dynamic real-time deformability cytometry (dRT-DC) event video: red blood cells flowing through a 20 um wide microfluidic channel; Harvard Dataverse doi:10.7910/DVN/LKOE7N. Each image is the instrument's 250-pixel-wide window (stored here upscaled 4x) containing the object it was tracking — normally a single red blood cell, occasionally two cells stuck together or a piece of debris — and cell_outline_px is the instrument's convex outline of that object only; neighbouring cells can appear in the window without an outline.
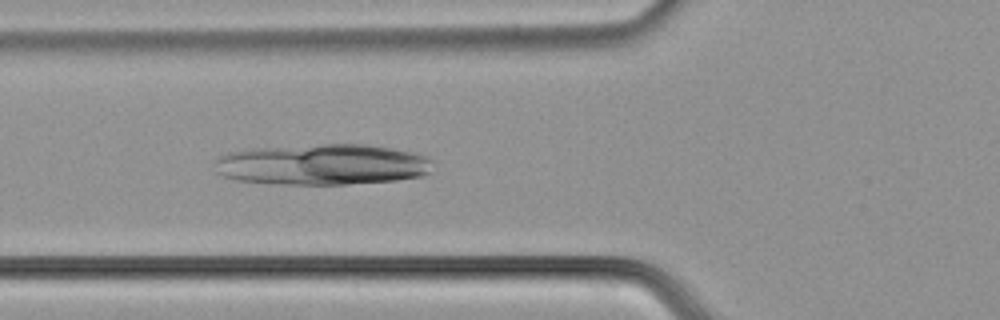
{"species": "common noctule bat (a hibernating species)", "species_latin": "Nyctalus noctula", "temperature_condition": "cold", "stored_images_in_passage": 56, "camera_frame_rate_fps": 3000, "um_per_image_px": 0.085, "animal": {"sex": "male", "body_mass_g": 21.5, "forearm_length_mm": 52.0}, "frame": {"image": 1, "passage_image": 21, "time_ms": 6.667, "image_size_px": [1000, 320], "cell_outline_px": [[432, 172], [424, 176], [396, 180], [348, 184], [268, 184], [236, 180], [224, 176], [216, 172], [212, 164], [212, 160], [228, 152], [252, 148], [324, 144], [364, 144], [392, 148], [412, 152], [428, 156], [432, 160]], "centroid_in_image_um": [27.38, 13.98], "position_along_channel_um": 98.4, "area_um2": 52.77}}
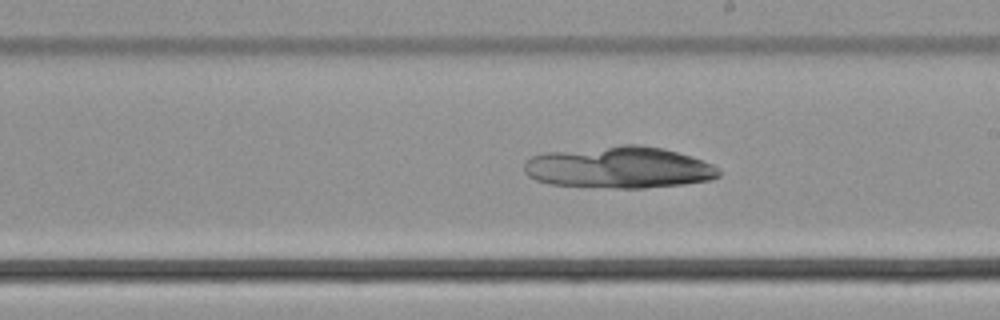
{"frame": {"image": 2, "passage_image": 32, "time_ms": 10.333, "image_size_px": [1000, 320], "cell_outline_px": [[720, 176], [708, 180], [684, 184], [644, 188], [616, 188], [548, 184], [536, 180], [528, 176], [524, 172], [524, 164], [532, 156], [544, 152], [620, 144], [640, 144], [664, 148], [712, 164], [720, 172]], "centroid_in_image_um": [52.57, 14.22], "position_along_channel_um": 236.4, "area_um2": 47.45}}
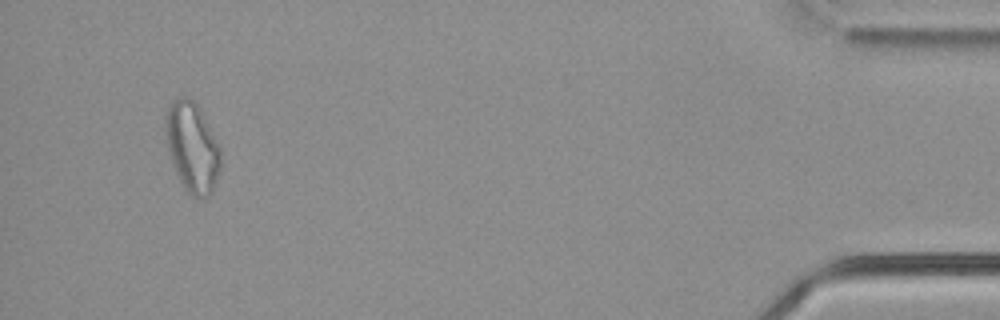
{"frame": {"image": 3, "passage_image": 56, "time_ms": 18.333, "image_size_px": [1000, 320], "cell_outline_px": [[220, 168], [212, 188], [208, 196], [192, 196], [184, 188], [176, 172], [168, 148], [164, 128], [164, 116], [168, 104], [172, 100], [180, 96], [188, 96], [200, 108], [220, 148]], "centroid_in_image_um": [16.3, 12.43], "position_along_channel_um": 418.9, "area_um2": 28.55}}